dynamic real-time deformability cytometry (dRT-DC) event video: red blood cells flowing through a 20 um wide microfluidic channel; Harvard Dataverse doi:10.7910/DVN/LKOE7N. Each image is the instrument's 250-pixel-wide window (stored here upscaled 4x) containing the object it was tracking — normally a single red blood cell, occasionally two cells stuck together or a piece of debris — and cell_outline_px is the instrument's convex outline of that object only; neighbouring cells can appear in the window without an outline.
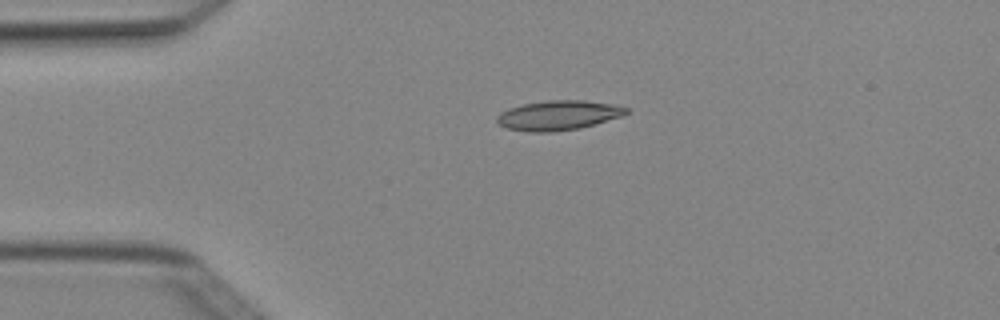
{"species": "Egyptian fruit bat (a non-hibernating species)", "species_latin": "Rousettus aegyptiacus", "temperature_condition": "cold", "stored_images_in_passage": 2, "camera_frame_rate_fps": 3000, "um_per_image_px": 0.085, "animal": {"sex": "female"}, "frame": {"image": 1, "passage_image": 2, "time_ms": 0.333, "image_size_px": [1000, 320], "cell_outline_px": [[628, 112], [624, 116], [580, 128], [552, 132], [528, 132], [508, 128], [500, 124], [496, 120], [496, 116], [500, 112], [508, 108], [524, 104], [544, 100], [584, 100], [612, 104], [628, 108]], "centroid_in_image_um": [47.46, 9.8], "position_along_channel_um": 37.5, "area_um2": 22.43}}